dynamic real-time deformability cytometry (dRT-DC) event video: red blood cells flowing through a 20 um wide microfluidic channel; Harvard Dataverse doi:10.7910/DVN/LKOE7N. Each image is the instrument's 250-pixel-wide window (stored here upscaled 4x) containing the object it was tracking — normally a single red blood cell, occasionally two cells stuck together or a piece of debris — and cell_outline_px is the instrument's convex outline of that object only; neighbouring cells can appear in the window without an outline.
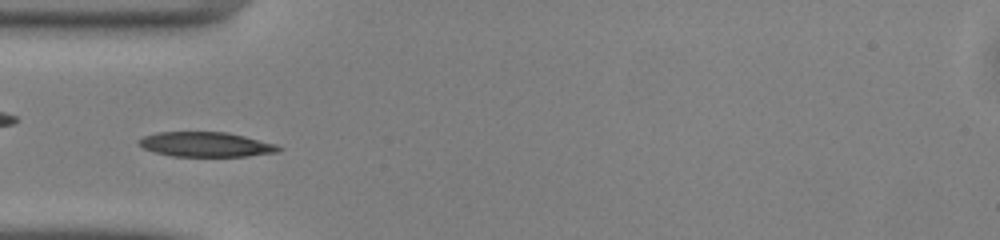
{"species": "common noctule bat (a hibernating species)", "species_latin": "Nyctalus noctula", "temperature_condition": "warm", "stored_images_in_passage": 47, "camera_frame_rate_fps": 3000, "um_per_image_px": 0.085, "animal": {"sex": "male", "body_mass_g": 13.0, "forearm_length_mm": 53.1}, "frame": {"image": 1, "passage_image": 13, "time_ms": 4.0, "image_size_px": [1000, 240], "cell_outline_px": [[284, 148], [280, 152], [248, 156], [172, 156], [156, 152], [144, 148], [136, 144], [136, 140], [144, 136], [156, 132], [228, 132], [276, 144]], "centroid_in_image_um": [17.51, 12.27], "position_along_channel_um": 67.5, "area_um2": 20.29}}
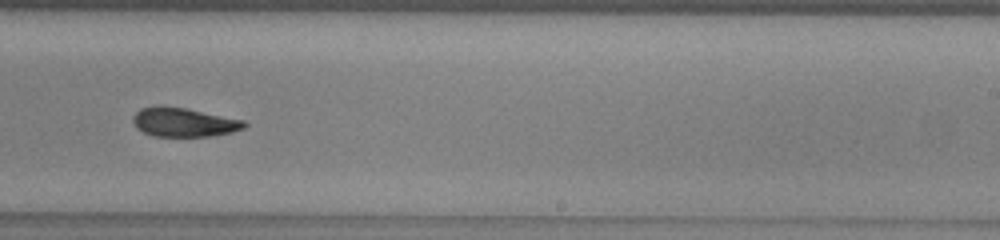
{"frame": {"image": 2, "passage_image": 28, "time_ms": 9.0, "image_size_px": [1000, 240], "cell_outline_px": [[248, 124], [244, 128], [232, 132], [212, 136], [152, 136], [136, 128], [132, 120], [132, 116], [140, 108], [184, 108], [244, 120]], "centroid_in_image_um": [15.65, 10.42], "position_along_channel_um": 273.4, "area_um2": 18.32}}
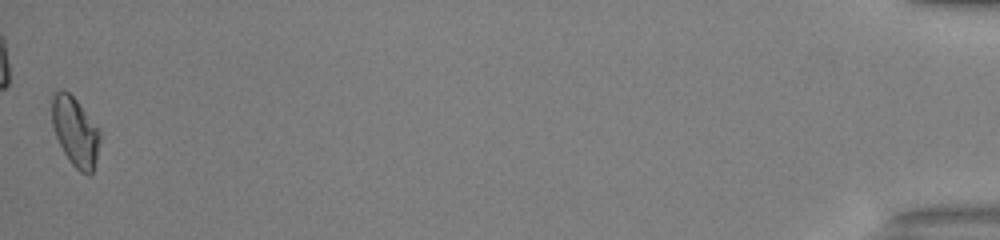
{"frame": {"image": 3, "passage_image": 47, "time_ms": 15.333, "image_size_px": [1000, 240], "cell_outline_px": [[100, 140], [96, 160], [92, 176], [88, 176], [80, 172], [68, 160], [56, 136], [52, 124], [52, 96], [56, 92], [64, 88], [76, 100], [100, 128]], "centroid_in_image_um": [6.42, 11.21], "position_along_channel_um": 428.8, "area_um2": 19.48}, "authors_computed_cell_mechanics": {"area_um2": 19.363, "velocity_mm_per_s": 4.1158, "shape_relaxation_time_tau1_ms": 3.1079, "shape_relaxation_time_tau2_ms": 10.7125, "deformation_change_tau1": 0.1205, "deformation_change_tau2": 0.1714}}